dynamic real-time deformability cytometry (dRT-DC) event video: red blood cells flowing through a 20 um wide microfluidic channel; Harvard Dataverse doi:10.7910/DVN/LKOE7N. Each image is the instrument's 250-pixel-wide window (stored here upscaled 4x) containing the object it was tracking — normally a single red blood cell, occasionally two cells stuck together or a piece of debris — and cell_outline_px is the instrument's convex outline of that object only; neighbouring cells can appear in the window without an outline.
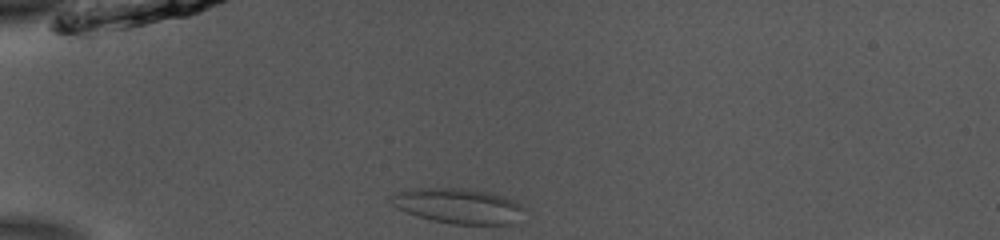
{"species": "common noctule bat (a hibernating species)", "species_latin": "Nyctalus noctula", "temperature_condition": "room temperature", "stored_images_in_passage": 39, "camera_frame_rate_fps": 3000, "um_per_image_px": 0.085, "animal": {"sex": "male", "body_mass_g": 13.0, "forearm_length_mm": 53.1}, "frame": {"image": 1, "passage_image": 1, "time_ms": 0.0, "image_size_px": [1000, 240], "cell_outline_px": [[524, 208], [520, 224], [452, 224], [432, 220], [408, 212], [392, 204], [388, 200], [388, 196], [400, 192], [420, 188], [452, 188], [484, 192], [500, 196], [512, 200], [520, 204]], "centroid_in_image_um": [39.0, 17.53], "position_along_channel_um": 46.0, "area_um2": 26.82}}
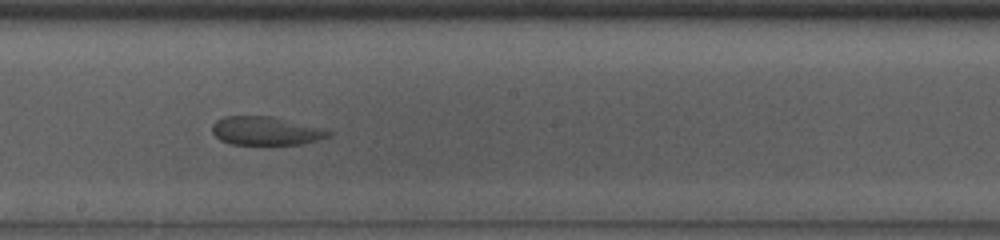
{"frame": {"image": 2, "passage_image": 17, "time_ms": 5.333, "image_size_px": [1000, 240], "cell_outline_px": [[332, 136], [300, 144], [232, 144], [220, 140], [212, 132], [212, 124], [216, 120], [224, 116], [272, 116], [320, 128], [332, 132]], "centroid_in_image_um": [22.55, 11.12], "position_along_channel_um": 225.6, "area_um2": 19.13}}
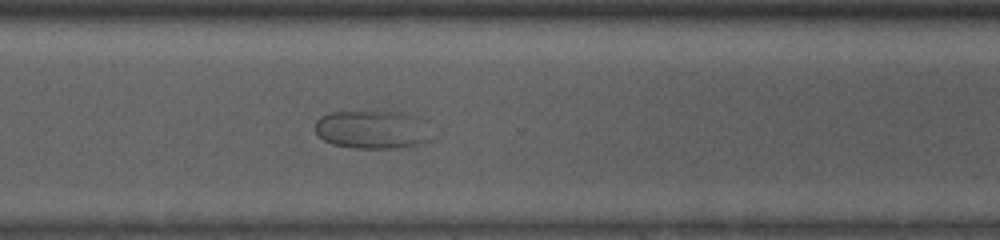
{"frame": {"image": 3, "passage_image": 26, "time_ms": 8.333, "image_size_px": [1000, 240], "cell_outline_px": [[428, 140], [420, 144], [400, 148], [356, 148], [332, 144], [324, 140], [316, 132], [316, 120], [320, 116], [328, 112], [404, 112], [412, 116]], "centroid_in_image_um": [31.45, 11.03], "position_along_channel_um": 339.1, "area_um2": 24.85}}